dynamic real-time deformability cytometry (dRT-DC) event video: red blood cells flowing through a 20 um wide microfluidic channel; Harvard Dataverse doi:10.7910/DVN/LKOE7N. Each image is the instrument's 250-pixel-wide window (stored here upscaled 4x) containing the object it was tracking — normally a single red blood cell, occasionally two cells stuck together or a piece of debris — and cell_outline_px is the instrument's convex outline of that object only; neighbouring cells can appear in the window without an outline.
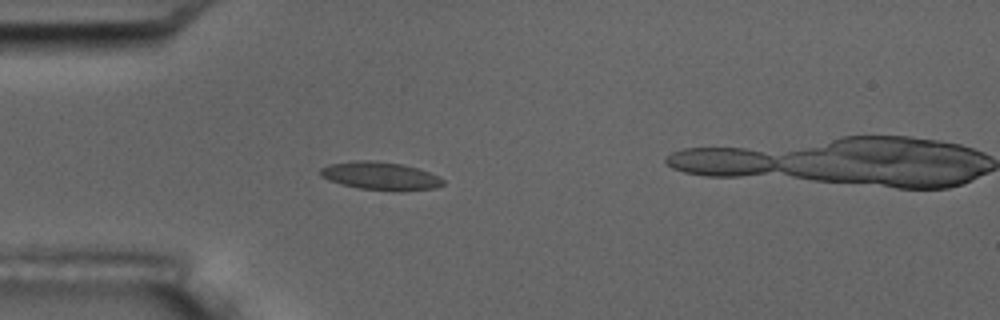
{"species": "common noctule bat (a hibernating species)", "species_latin": "Nyctalus noctula", "temperature_condition": "room temperature", "stored_images_in_passage": 5, "camera_frame_rate_fps": 3000, "um_per_image_px": 0.085, "animal": {"sex": "male", "body_mass_g": 17.5, "forearm_length_mm": 52.3}, "frame": {"image": 1, "passage_image": 4, "time_ms": 3.667, "image_size_px": [1000, 320], "cell_outline_px": [[444, 184], [436, 188], [396, 192], [360, 188], [340, 184], [328, 180], [320, 176], [320, 168], [328, 164], [356, 160], [368, 160], [400, 164], [416, 168], [428, 172], [444, 180]], "centroid_in_image_um": [32.3, 14.97], "position_along_channel_um": 52.7, "area_um2": 20.06}}